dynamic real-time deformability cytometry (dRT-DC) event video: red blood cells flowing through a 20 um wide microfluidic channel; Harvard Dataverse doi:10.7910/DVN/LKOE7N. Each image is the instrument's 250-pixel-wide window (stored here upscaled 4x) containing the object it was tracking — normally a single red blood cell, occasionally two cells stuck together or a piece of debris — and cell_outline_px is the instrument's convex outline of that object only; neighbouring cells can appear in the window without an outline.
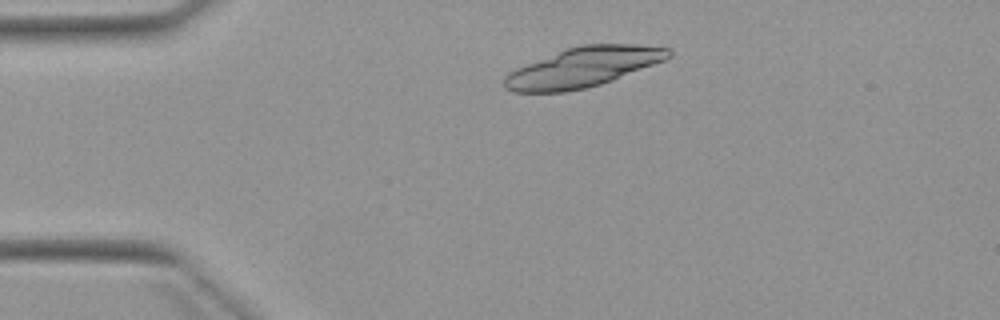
{"species": "Egyptian fruit bat (a non-hibernating species)", "species_latin": "Rousettus aegyptiacus", "temperature_condition": "warm", "stored_images_in_passage": 4, "segment_of_instrument_passage": [1, 2], "camera_frame_rate_fps": 3000, "um_per_image_px": 0.085, "animal": {"sex": "female"}, "frame": {"image": 1, "passage_image": 2, "time_ms": 1.333, "image_size_px": [1000, 320], "cell_outline_px": [[672, 56], [664, 60], [612, 80], [600, 84], [584, 88], [564, 92], [512, 92], [504, 88], [504, 76], [508, 72], [516, 68], [564, 48], [580, 44], [636, 44], [668, 48], [672, 52]], "centroid_in_image_um": [49.52, 5.7], "position_along_channel_um": 35.5, "area_um2": 37.97}}